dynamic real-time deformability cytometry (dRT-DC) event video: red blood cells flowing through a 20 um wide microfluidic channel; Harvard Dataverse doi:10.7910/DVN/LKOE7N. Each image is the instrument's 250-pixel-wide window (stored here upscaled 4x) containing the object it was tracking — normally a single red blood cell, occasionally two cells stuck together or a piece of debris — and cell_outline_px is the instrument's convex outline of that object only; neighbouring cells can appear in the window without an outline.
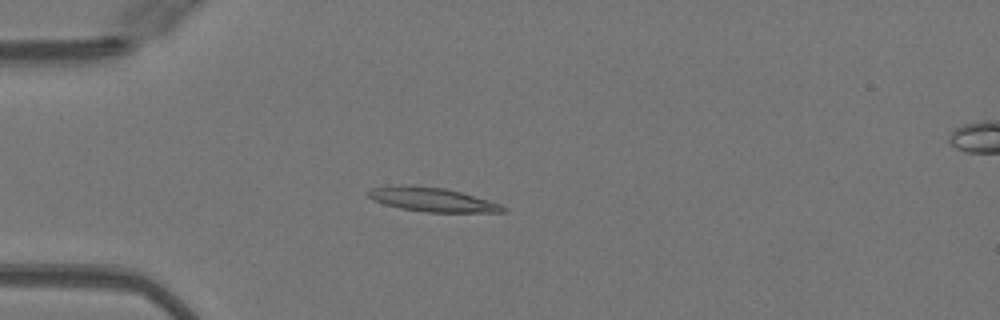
{"species": "Egyptian fruit bat (a non-hibernating species)", "species_latin": "Rousettus aegyptiacus", "temperature_condition": "warm", "stored_images_in_passage": 50, "camera_frame_rate_fps": 3000, "um_per_image_px": 0.085, "animal": {"sex": "female"}, "frame": {"image": 1, "passage_image": 14, "time_ms": 4.333, "image_size_px": [1000, 320], "cell_outline_px": [[504, 212], [424, 212], [400, 208], [384, 204], [372, 200], [368, 196], [368, 192], [372, 188], [400, 184], [412, 184], [444, 188], [460, 192], [500, 204], [504, 208]], "centroid_in_image_um": [36.65, 16.95], "position_along_channel_um": 48.3, "area_um2": 18.79}}
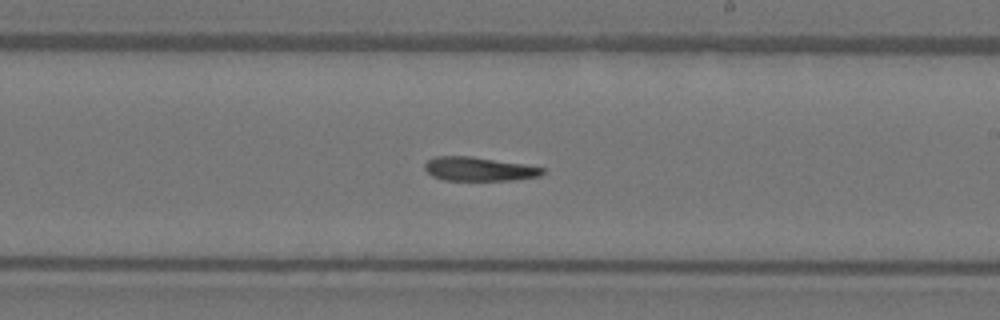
{"frame": {"image": 2, "passage_image": 30, "time_ms": 9.667, "image_size_px": [1000, 320], "cell_outline_px": [[544, 172], [540, 176], [512, 180], [444, 180], [432, 176], [424, 168], [424, 164], [428, 160], [436, 156], [472, 156], [524, 164], [544, 168]], "centroid_in_image_um": [40.7, 14.36], "position_along_channel_um": 248.3, "area_um2": 16.36}}
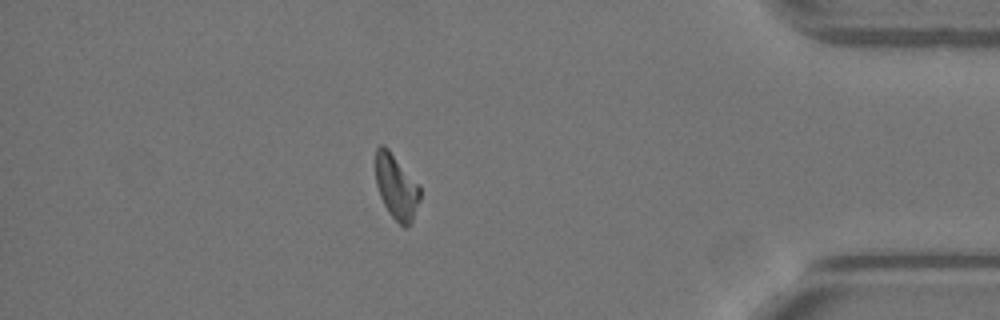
{"frame": {"image": 3, "passage_image": 44, "time_ms": 14.333, "image_size_px": [1000, 320], "cell_outline_px": [[420, 200], [412, 220], [404, 228], [388, 212], [380, 196], [376, 184], [376, 148], [380, 144], [384, 144], [388, 148], [420, 188]], "centroid_in_image_um": [33.66, 15.88], "position_along_channel_um": 401.5, "area_um2": 16.36}}